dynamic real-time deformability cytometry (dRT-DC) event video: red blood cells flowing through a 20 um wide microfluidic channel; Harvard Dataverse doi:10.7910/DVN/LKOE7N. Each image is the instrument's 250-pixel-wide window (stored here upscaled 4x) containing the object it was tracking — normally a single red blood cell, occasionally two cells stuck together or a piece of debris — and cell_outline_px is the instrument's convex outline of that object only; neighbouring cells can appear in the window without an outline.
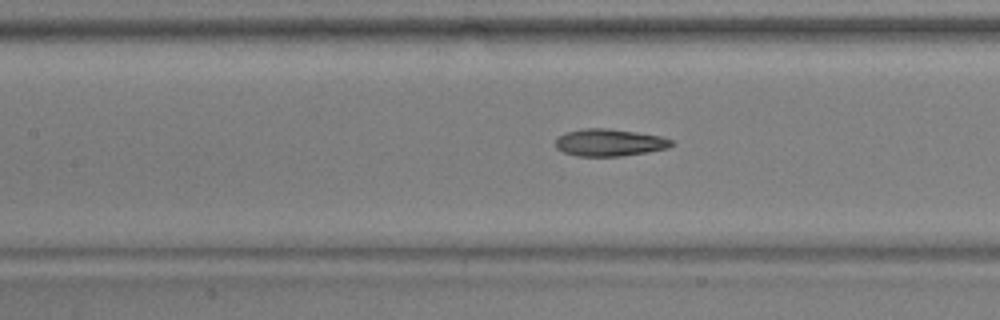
{"species": "common noctule bat (a hibernating species)", "species_latin": "Nyctalus noctula", "temperature_condition": "warm", "stored_images_in_passage": 16, "camera_frame_rate_fps": 3000, "um_per_image_px": 0.085, "animal": {"sex": "male", "body_mass_g": 17.9, "forearm_length_mm": 54.2}, "frame": {"image": 1, "passage_image": 10, "time_ms": 3.0, "image_size_px": [1000, 320], "cell_outline_px": [[676, 144], [668, 148], [648, 152], [620, 156], [576, 156], [564, 152], [556, 148], [556, 140], [564, 132], [584, 128], [608, 128], [636, 132], [660, 136], [672, 140]], "centroid_in_image_um": [51.82, 12.11], "position_along_channel_um": 155.6, "area_um2": 18.44}}